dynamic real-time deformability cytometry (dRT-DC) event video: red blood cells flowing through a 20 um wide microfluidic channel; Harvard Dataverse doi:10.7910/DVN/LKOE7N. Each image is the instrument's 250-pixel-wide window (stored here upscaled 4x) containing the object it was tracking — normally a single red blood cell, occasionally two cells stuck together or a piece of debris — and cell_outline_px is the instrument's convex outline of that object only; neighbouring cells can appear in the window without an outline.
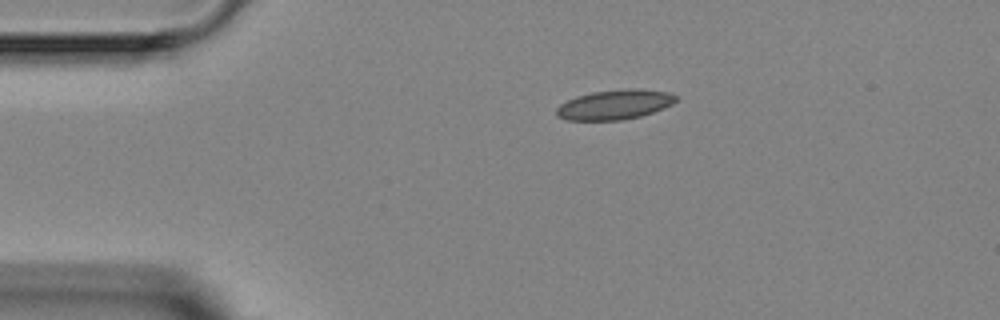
{"species": "Egyptian fruit bat (a non-hibernating species)", "species_latin": "Rousettus aegyptiacus", "temperature_condition": "room temperature", "stored_images_in_passage": 2, "camera_frame_rate_fps": 3000, "um_per_image_px": 0.085, "animal": {"sex": "female"}, "frame": {"image": 1, "passage_image": 1, "time_ms": 0.0, "image_size_px": [1000, 320], "cell_outline_px": [[676, 100], [672, 104], [664, 108], [640, 116], [620, 120], [564, 120], [556, 116], [556, 108], [560, 104], [576, 96], [592, 92], [628, 88], [636, 88], [668, 92], [676, 96]], "centroid_in_image_um": [52.22, 8.89], "position_along_channel_um": 32.8, "area_um2": 20.69}}